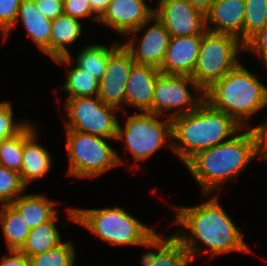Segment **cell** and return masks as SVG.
Segmentation results:
<instances>
[{"mask_svg": "<svg viewBox=\"0 0 267 266\" xmlns=\"http://www.w3.org/2000/svg\"><path fill=\"white\" fill-rule=\"evenodd\" d=\"M204 100L246 129L249 118L267 106V87L239 63L204 91Z\"/></svg>", "mask_w": 267, "mask_h": 266, "instance_id": "4", "label": "cell"}, {"mask_svg": "<svg viewBox=\"0 0 267 266\" xmlns=\"http://www.w3.org/2000/svg\"><path fill=\"white\" fill-rule=\"evenodd\" d=\"M65 101V129L116 139L118 108L105 104L98 96L73 97Z\"/></svg>", "mask_w": 267, "mask_h": 266, "instance_id": "9", "label": "cell"}, {"mask_svg": "<svg viewBox=\"0 0 267 266\" xmlns=\"http://www.w3.org/2000/svg\"><path fill=\"white\" fill-rule=\"evenodd\" d=\"M153 21L154 23L145 29L138 43L137 38L132 36L122 44L131 53L135 64L159 69L166 56L170 34L157 16L153 15Z\"/></svg>", "mask_w": 267, "mask_h": 266, "instance_id": "14", "label": "cell"}, {"mask_svg": "<svg viewBox=\"0 0 267 266\" xmlns=\"http://www.w3.org/2000/svg\"><path fill=\"white\" fill-rule=\"evenodd\" d=\"M267 24V0H245L243 44Z\"/></svg>", "mask_w": 267, "mask_h": 266, "instance_id": "28", "label": "cell"}, {"mask_svg": "<svg viewBox=\"0 0 267 266\" xmlns=\"http://www.w3.org/2000/svg\"><path fill=\"white\" fill-rule=\"evenodd\" d=\"M64 91L68 93L67 99L73 97H96L99 93V80L84 69L75 65L67 69Z\"/></svg>", "mask_w": 267, "mask_h": 266, "instance_id": "26", "label": "cell"}, {"mask_svg": "<svg viewBox=\"0 0 267 266\" xmlns=\"http://www.w3.org/2000/svg\"><path fill=\"white\" fill-rule=\"evenodd\" d=\"M121 44L114 42L109 48L103 44H91L82 48L77 57L75 58V65L84 69L89 74L100 80L106 70L109 56Z\"/></svg>", "mask_w": 267, "mask_h": 266, "instance_id": "25", "label": "cell"}, {"mask_svg": "<svg viewBox=\"0 0 267 266\" xmlns=\"http://www.w3.org/2000/svg\"><path fill=\"white\" fill-rule=\"evenodd\" d=\"M10 204L20 213L30 229L50 221L57 214L54 206L58 203L41 194H21Z\"/></svg>", "mask_w": 267, "mask_h": 266, "instance_id": "22", "label": "cell"}, {"mask_svg": "<svg viewBox=\"0 0 267 266\" xmlns=\"http://www.w3.org/2000/svg\"><path fill=\"white\" fill-rule=\"evenodd\" d=\"M27 186L22 181L21 175L13 170L0 165V203L10 204L18 198Z\"/></svg>", "mask_w": 267, "mask_h": 266, "instance_id": "30", "label": "cell"}, {"mask_svg": "<svg viewBox=\"0 0 267 266\" xmlns=\"http://www.w3.org/2000/svg\"><path fill=\"white\" fill-rule=\"evenodd\" d=\"M154 15L170 37L202 35L206 31L205 13L186 0H159Z\"/></svg>", "mask_w": 267, "mask_h": 266, "instance_id": "11", "label": "cell"}, {"mask_svg": "<svg viewBox=\"0 0 267 266\" xmlns=\"http://www.w3.org/2000/svg\"><path fill=\"white\" fill-rule=\"evenodd\" d=\"M13 109L8 101L0 102V142L19 134L30 122H13Z\"/></svg>", "mask_w": 267, "mask_h": 266, "instance_id": "31", "label": "cell"}, {"mask_svg": "<svg viewBox=\"0 0 267 266\" xmlns=\"http://www.w3.org/2000/svg\"><path fill=\"white\" fill-rule=\"evenodd\" d=\"M57 219L58 215L56 214L50 221L31 229L19 251L29 258L59 245L62 239L55 224Z\"/></svg>", "mask_w": 267, "mask_h": 266, "instance_id": "23", "label": "cell"}, {"mask_svg": "<svg viewBox=\"0 0 267 266\" xmlns=\"http://www.w3.org/2000/svg\"><path fill=\"white\" fill-rule=\"evenodd\" d=\"M64 15L71 16L78 20L91 17L99 22V15L92 9L89 0H64L63 2Z\"/></svg>", "mask_w": 267, "mask_h": 266, "instance_id": "33", "label": "cell"}, {"mask_svg": "<svg viewBox=\"0 0 267 266\" xmlns=\"http://www.w3.org/2000/svg\"><path fill=\"white\" fill-rule=\"evenodd\" d=\"M217 197L212 195L208 201L197 206L173 207L176 211L175 223L189 231L187 233L185 230H177L175 236L192 259L205 252L202 249L204 246L209 249L210 258L232 251L251 252L248 244L244 242L240 228L224 211ZM199 243L203 244L202 248Z\"/></svg>", "mask_w": 267, "mask_h": 266, "instance_id": "1", "label": "cell"}, {"mask_svg": "<svg viewBox=\"0 0 267 266\" xmlns=\"http://www.w3.org/2000/svg\"><path fill=\"white\" fill-rule=\"evenodd\" d=\"M135 64L131 53L121 45L109 56L106 70L99 80L98 97L108 105H125L126 81Z\"/></svg>", "mask_w": 267, "mask_h": 266, "instance_id": "13", "label": "cell"}, {"mask_svg": "<svg viewBox=\"0 0 267 266\" xmlns=\"http://www.w3.org/2000/svg\"><path fill=\"white\" fill-rule=\"evenodd\" d=\"M37 9L47 18L55 19L64 14L63 2L57 0H34Z\"/></svg>", "mask_w": 267, "mask_h": 266, "instance_id": "36", "label": "cell"}, {"mask_svg": "<svg viewBox=\"0 0 267 266\" xmlns=\"http://www.w3.org/2000/svg\"><path fill=\"white\" fill-rule=\"evenodd\" d=\"M254 158L257 155L253 135L249 128H243L230 140L197 152L185 166L203 195L209 196L223 181L236 179Z\"/></svg>", "mask_w": 267, "mask_h": 266, "instance_id": "3", "label": "cell"}, {"mask_svg": "<svg viewBox=\"0 0 267 266\" xmlns=\"http://www.w3.org/2000/svg\"><path fill=\"white\" fill-rule=\"evenodd\" d=\"M143 246L158 251L150 250L144 253L141 257V266H188L193 261L175 234L161 237L155 233Z\"/></svg>", "mask_w": 267, "mask_h": 266, "instance_id": "18", "label": "cell"}, {"mask_svg": "<svg viewBox=\"0 0 267 266\" xmlns=\"http://www.w3.org/2000/svg\"><path fill=\"white\" fill-rule=\"evenodd\" d=\"M244 51L257 54L267 68V24L244 44Z\"/></svg>", "mask_w": 267, "mask_h": 266, "instance_id": "34", "label": "cell"}, {"mask_svg": "<svg viewBox=\"0 0 267 266\" xmlns=\"http://www.w3.org/2000/svg\"><path fill=\"white\" fill-rule=\"evenodd\" d=\"M160 73L154 66L134 64L126 81L125 105L152 113L155 80Z\"/></svg>", "mask_w": 267, "mask_h": 266, "instance_id": "17", "label": "cell"}, {"mask_svg": "<svg viewBox=\"0 0 267 266\" xmlns=\"http://www.w3.org/2000/svg\"><path fill=\"white\" fill-rule=\"evenodd\" d=\"M80 20L61 15L52 19L50 37V57L58 64H71L72 57L66 45L77 41L82 34Z\"/></svg>", "mask_w": 267, "mask_h": 266, "instance_id": "20", "label": "cell"}, {"mask_svg": "<svg viewBox=\"0 0 267 266\" xmlns=\"http://www.w3.org/2000/svg\"><path fill=\"white\" fill-rule=\"evenodd\" d=\"M24 129L0 142V165L20 173L23 163Z\"/></svg>", "mask_w": 267, "mask_h": 266, "instance_id": "29", "label": "cell"}, {"mask_svg": "<svg viewBox=\"0 0 267 266\" xmlns=\"http://www.w3.org/2000/svg\"><path fill=\"white\" fill-rule=\"evenodd\" d=\"M22 22L31 40L39 49L50 56V37L52 20L45 17L36 7L34 0H22L16 23Z\"/></svg>", "mask_w": 267, "mask_h": 266, "instance_id": "21", "label": "cell"}, {"mask_svg": "<svg viewBox=\"0 0 267 266\" xmlns=\"http://www.w3.org/2000/svg\"><path fill=\"white\" fill-rule=\"evenodd\" d=\"M9 256L5 255L0 260V266H29V258L16 250H9Z\"/></svg>", "mask_w": 267, "mask_h": 266, "instance_id": "37", "label": "cell"}, {"mask_svg": "<svg viewBox=\"0 0 267 266\" xmlns=\"http://www.w3.org/2000/svg\"><path fill=\"white\" fill-rule=\"evenodd\" d=\"M242 129L232 117L203 100L192 112L172 119V151L185 164L197 152L230 140Z\"/></svg>", "mask_w": 267, "mask_h": 266, "instance_id": "2", "label": "cell"}, {"mask_svg": "<svg viewBox=\"0 0 267 266\" xmlns=\"http://www.w3.org/2000/svg\"><path fill=\"white\" fill-rule=\"evenodd\" d=\"M241 51L244 44L236 36L206 30L192 74L199 88L204 92L235 68L240 63L237 57Z\"/></svg>", "mask_w": 267, "mask_h": 266, "instance_id": "7", "label": "cell"}, {"mask_svg": "<svg viewBox=\"0 0 267 266\" xmlns=\"http://www.w3.org/2000/svg\"><path fill=\"white\" fill-rule=\"evenodd\" d=\"M92 9L101 16L108 7L111 0H89Z\"/></svg>", "mask_w": 267, "mask_h": 266, "instance_id": "38", "label": "cell"}, {"mask_svg": "<svg viewBox=\"0 0 267 266\" xmlns=\"http://www.w3.org/2000/svg\"><path fill=\"white\" fill-rule=\"evenodd\" d=\"M0 223L7 249L19 251L31 230L28 224L11 204H2Z\"/></svg>", "mask_w": 267, "mask_h": 266, "instance_id": "24", "label": "cell"}, {"mask_svg": "<svg viewBox=\"0 0 267 266\" xmlns=\"http://www.w3.org/2000/svg\"><path fill=\"white\" fill-rule=\"evenodd\" d=\"M249 130L254 138L257 158L265 160L267 158V121Z\"/></svg>", "mask_w": 267, "mask_h": 266, "instance_id": "35", "label": "cell"}, {"mask_svg": "<svg viewBox=\"0 0 267 266\" xmlns=\"http://www.w3.org/2000/svg\"><path fill=\"white\" fill-rule=\"evenodd\" d=\"M69 157L67 174L79 178H97L115 166L122 165L119 154L106 142L115 140L66 129Z\"/></svg>", "mask_w": 267, "mask_h": 266, "instance_id": "6", "label": "cell"}, {"mask_svg": "<svg viewBox=\"0 0 267 266\" xmlns=\"http://www.w3.org/2000/svg\"><path fill=\"white\" fill-rule=\"evenodd\" d=\"M36 133V127L31 123L24 128L23 163L19 174L26 186L48 174L52 164L47 149L37 142Z\"/></svg>", "mask_w": 267, "mask_h": 266, "instance_id": "19", "label": "cell"}, {"mask_svg": "<svg viewBox=\"0 0 267 266\" xmlns=\"http://www.w3.org/2000/svg\"><path fill=\"white\" fill-rule=\"evenodd\" d=\"M73 222L85 227L112 246H143L156 231L120 207L100 209L67 208Z\"/></svg>", "mask_w": 267, "mask_h": 266, "instance_id": "5", "label": "cell"}, {"mask_svg": "<svg viewBox=\"0 0 267 266\" xmlns=\"http://www.w3.org/2000/svg\"><path fill=\"white\" fill-rule=\"evenodd\" d=\"M22 0H0V30L3 42L7 40L10 31L16 27L19 6Z\"/></svg>", "mask_w": 267, "mask_h": 266, "instance_id": "32", "label": "cell"}, {"mask_svg": "<svg viewBox=\"0 0 267 266\" xmlns=\"http://www.w3.org/2000/svg\"><path fill=\"white\" fill-rule=\"evenodd\" d=\"M154 8L144 0H111L99 17V23L109 26L119 35L133 36L152 23Z\"/></svg>", "mask_w": 267, "mask_h": 266, "instance_id": "12", "label": "cell"}, {"mask_svg": "<svg viewBox=\"0 0 267 266\" xmlns=\"http://www.w3.org/2000/svg\"><path fill=\"white\" fill-rule=\"evenodd\" d=\"M205 17L206 30L234 35L243 43L245 0H214Z\"/></svg>", "mask_w": 267, "mask_h": 266, "instance_id": "16", "label": "cell"}, {"mask_svg": "<svg viewBox=\"0 0 267 266\" xmlns=\"http://www.w3.org/2000/svg\"><path fill=\"white\" fill-rule=\"evenodd\" d=\"M189 85L200 98L191 94ZM203 100L204 92L192 76L160 73L155 80L152 113L173 119L192 112Z\"/></svg>", "mask_w": 267, "mask_h": 266, "instance_id": "10", "label": "cell"}, {"mask_svg": "<svg viewBox=\"0 0 267 266\" xmlns=\"http://www.w3.org/2000/svg\"><path fill=\"white\" fill-rule=\"evenodd\" d=\"M201 40L202 35L170 37L165 59L159 68L161 73L192 76Z\"/></svg>", "mask_w": 267, "mask_h": 266, "instance_id": "15", "label": "cell"}, {"mask_svg": "<svg viewBox=\"0 0 267 266\" xmlns=\"http://www.w3.org/2000/svg\"><path fill=\"white\" fill-rule=\"evenodd\" d=\"M195 8L201 10L203 13H207L211 7L214 0H186Z\"/></svg>", "mask_w": 267, "mask_h": 266, "instance_id": "39", "label": "cell"}, {"mask_svg": "<svg viewBox=\"0 0 267 266\" xmlns=\"http://www.w3.org/2000/svg\"><path fill=\"white\" fill-rule=\"evenodd\" d=\"M69 241L61 242L47 252L29 257V266H74L75 246Z\"/></svg>", "mask_w": 267, "mask_h": 266, "instance_id": "27", "label": "cell"}, {"mask_svg": "<svg viewBox=\"0 0 267 266\" xmlns=\"http://www.w3.org/2000/svg\"><path fill=\"white\" fill-rule=\"evenodd\" d=\"M161 116L151 112H140L129 115L124 128L120 126V122L118 123L115 141L125 142V148L134 157V164L148 159L162 146L172 151V119L161 121Z\"/></svg>", "mask_w": 267, "mask_h": 266, "instance_id": "8", "label": "cell"}]
</instances>
